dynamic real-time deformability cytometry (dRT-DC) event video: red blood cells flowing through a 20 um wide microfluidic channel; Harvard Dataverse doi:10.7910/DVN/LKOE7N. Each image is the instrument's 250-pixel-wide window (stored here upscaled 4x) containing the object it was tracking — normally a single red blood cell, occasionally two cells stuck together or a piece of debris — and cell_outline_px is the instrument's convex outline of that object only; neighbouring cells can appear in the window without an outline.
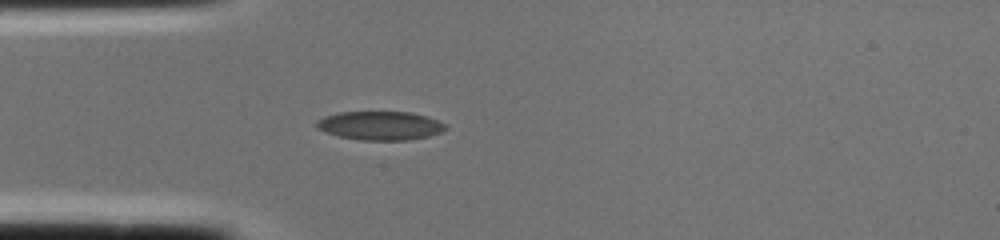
{"species": "common noctule bat (a hibernating species)", "species_latin": "Nyctalus noctula", "temperature_condition": "cold", "stored_images_in_passage": 2, "camera_frame_rate_fps": 3000, "um_per_image_px": 0.085, "animal": {"sex": "female", "body_mass_g": 22.0, "forearm_length_mm": 56.7}, "frame": {"image": 1, "passage_image": 2, "time_ms": 0.333, "image_size_px": [1000, 240], "cell_outline_px": [[448, 128], [440, 132], [428, 136], [408, 140], [360, 140], [340, 136], [316, 128], [316, 120], [324, 116], [340, 112], [408, 112], [424, 116], [448, 124]], "centroid_in_image_um": [32.31, 10.68], "position_along_channel_um": 52.7, "area_um2": 21.44}}